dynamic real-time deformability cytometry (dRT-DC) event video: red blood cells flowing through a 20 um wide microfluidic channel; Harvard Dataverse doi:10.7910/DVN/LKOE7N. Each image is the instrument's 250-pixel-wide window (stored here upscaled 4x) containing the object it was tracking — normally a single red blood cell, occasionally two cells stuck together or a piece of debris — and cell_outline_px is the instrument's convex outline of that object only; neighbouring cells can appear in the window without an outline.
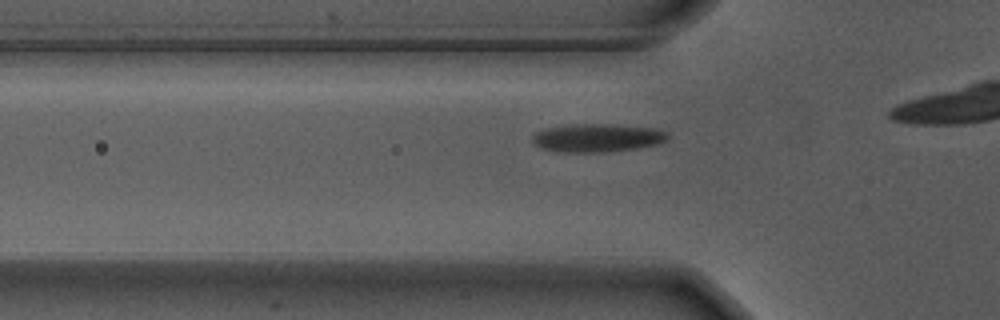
{"species": "Egyptian fruit bat (a non-hibernating species)", "species_latin": "Rousettus aegyptiacus", "temperature_condition": "warm", "stored_images_in_passage": 22, "camera_frame_rate_fps": 3000, "um_per_image_px": 0.085, "animal": {"sex": "male"}, "frame": {"image": 1, "passage_image": 13, "time_ms": 4.0, "image_size_px": [1000, 320], "cell_outline_px": [[668, 140], [656, 144], [636, 148], [596, 152], [564, 152], [540, 148], [532, 140], [532, 136], [536, 132], [544, 128], [576, 124], [608, 124], [656, 128], [668, 132]], "centroid_in_image_um": [50.77, 11.7], "position_along_channel_um": 75.0, "area_um2": 22.08}}
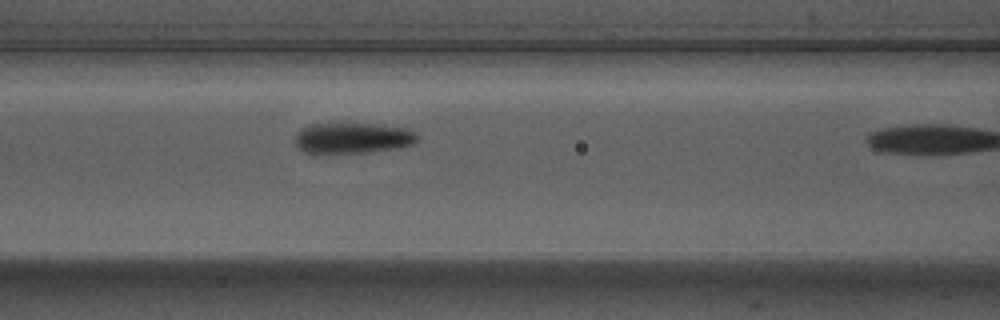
{"frame": {"image": 2, "passage_image": 18, "time_ms": 5.667, "image_size_px": [1000, 320], "cell_outline_px": [[420, 140], [416, 144], [396, 148], [364, 152], [308, 152], [300, 148], [292, 140], [296, 132], [300, 128], [308, 124], [372, 124], [412, 128], [420, 136]], "centroid_in_image_um": [30.04, 11.71], "position_along_channel_um": 136.6, "area_um2": 22.02}}